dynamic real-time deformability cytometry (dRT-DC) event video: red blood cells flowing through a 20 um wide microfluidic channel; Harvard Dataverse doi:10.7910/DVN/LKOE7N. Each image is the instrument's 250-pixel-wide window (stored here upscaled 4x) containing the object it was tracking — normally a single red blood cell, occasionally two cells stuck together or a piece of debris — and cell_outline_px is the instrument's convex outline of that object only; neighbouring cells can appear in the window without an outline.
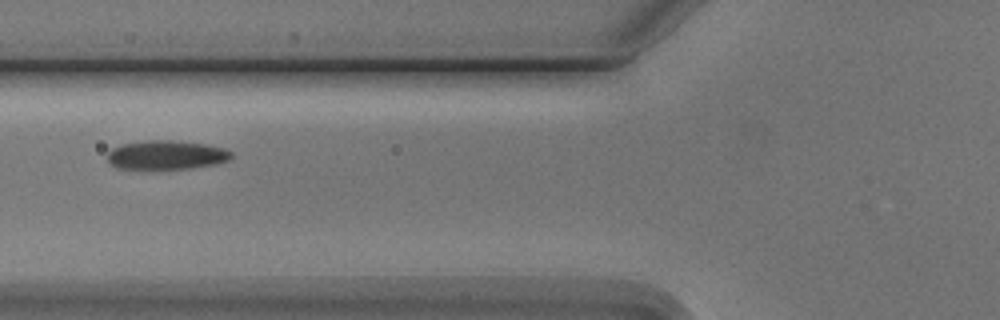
{"species": "Egyptian fruit bat (a non-hibernating species)", "species_latin": "Rousettus aegyptiacus", "temperature_condition": "cold", "stored_images_in_passage": 4, "camera_frame_rate_fps": 3000, "um_per_image_px": 0.085, "animal": {"sex": "male"}, "frame": {"image": 1, "passage_image": 2, "time_ms": 1.0, "image_size_px": [1000, 320], "cell_outline_px": [[232, 156], [228, 160], [216, 164], [188, 168], [116, 168], [108, 160], [108, 152], [112, 148], [120, 144], [144, 140], [168, 140], [208, 144], [224, 148], [232, 152]], "centroid_in_image_um": [14.14, 13.15], "position_along_channel_um": 111.7, "area_um2": 20.81}}
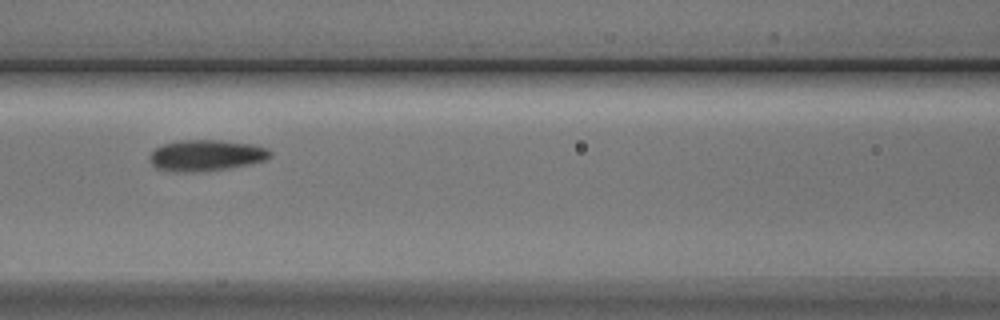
{"frame": {"image": 2, "passage_image": 3, "time_ms": 2.0, "image_size_px": [1000, 320], "cell_outline_px": [[272, 156], [264, 160], [248, 164], [228, 168], [192, 172], [172, 172], [156, 168], [152, 164], [148, 156], [160, 144], [180, 140], [220, 140], [252, 144], [268, 148], [272, 152]], "centroid_in_image_um": [17.49, 13.2], "position_along_channel_um": 149.1, "area_um2": 21.96}}
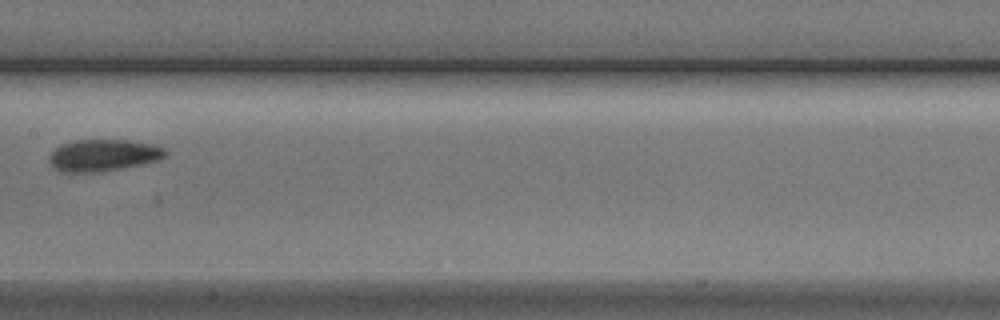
{"frame": {"image": 3, "passage_image": 4, "time_ms": 3.333, "image_size_px": [1000, 320], "cell_outline_px": [[168, 152], [160, 160], [100, 172], [60, 172], [52, 168], [48, 160], [48, 156], [60, 144], [72, 140], [128, 140], [156, 144], [164, 148]], "centroid_in_image_um": [8.75, 13.19], "position_along_channel_um": 198.7, "area_um2": 21.79}}